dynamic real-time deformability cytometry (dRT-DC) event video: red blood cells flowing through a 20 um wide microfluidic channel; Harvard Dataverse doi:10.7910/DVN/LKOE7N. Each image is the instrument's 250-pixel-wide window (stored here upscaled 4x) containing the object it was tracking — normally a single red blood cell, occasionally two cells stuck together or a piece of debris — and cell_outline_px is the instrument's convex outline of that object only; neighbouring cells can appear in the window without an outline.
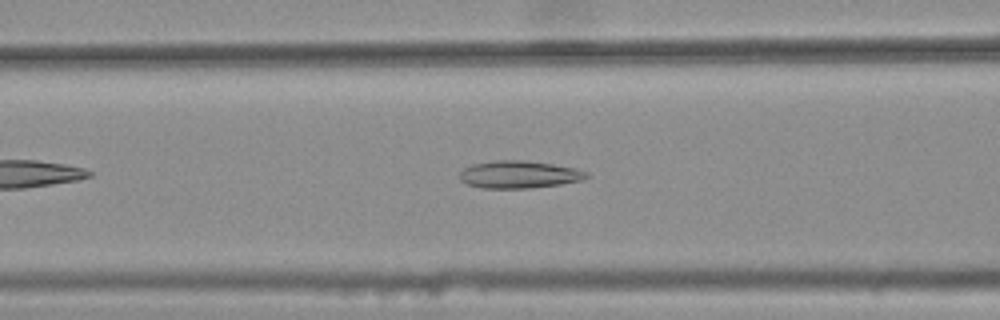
{"species": "common noctule bat (a hibernating species)", "species_latin": "Nyctalus noctula", "temperature_condition": "warm", "stored_images_in_passage": 35, "camera_frame_rate_fps": 3000, "um_per_image_px": 0.085, "animal": {"sex": "female", "body_mass_g": 25.1}, "frame": {"image": 1, "passage_image": 13, "time_ms": 4.0, "image_size_px": [1000, 320], "cell_outline_px": [[588, 176], [580, 180], [560, 184], [532, 188], [484, 188], [468, 184], [460, 180], [460, 172], [464, 168], [472, 164], [496, 160], [524, 160], [552, 164], [572, 168], [588, 172]], "centroid_in_image_um": [44.08, 14.83], "position_along_channel_um": 122.5, "area_um2": 20.06}}
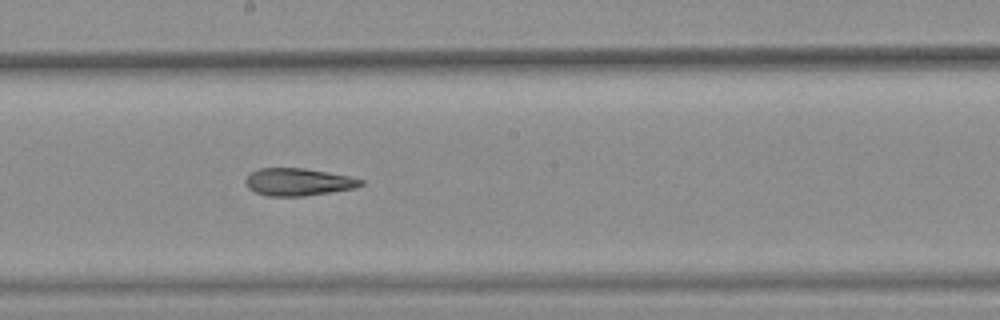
{"frame": {"image": 2, "passage_image": 21, "time_ms": 6.667, "image_size_px": [1000, 320], "cell_outline_px": [[364, 184], [352, 188], [304, 196], [268, 196], [256, 192], [248, 188], [244, 180], [252, 172], [260, 168], [304, 168], [328, 172], [348, 176], [364, 180]], "centroid_in_image_um": [25.32, 15.46], "position_along_channel_um": 222.9, "area_um2": 18.21}}
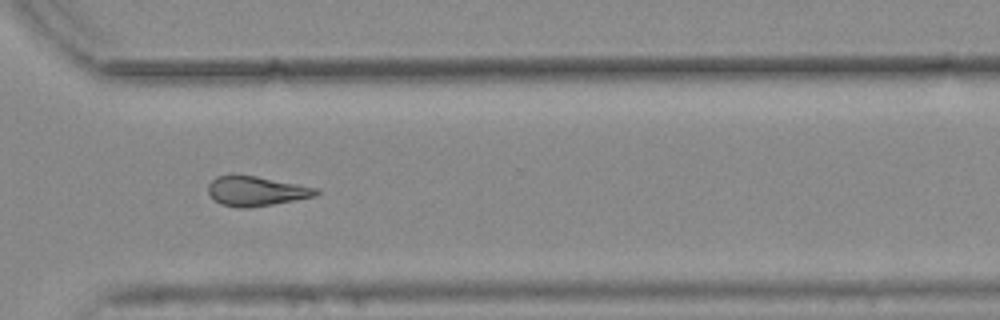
{"frame": {"image": 3, "passage_image": 31, "time_ms": 10.0, "image_size_px": [1000, 320], "cell_outline_px": [[320, 192], [316, 196], [272, 204], [248, 208], [236, 208], [220, 204], [208, 192], [208, 184], [216, 176], [256, 176], [320, 188]], "centroid_in_image_um": [21.81, 16.25], "position_along_channel_um": 348.8, "area_um2": 18.5}, "authors_computed_cell_mechanics": {"area_um2": 18.9584, "velocity_mm_per_s": 3.7685, "shape_relaxation_time_tau1_ms": null, "shape_relaxation_time_tau2_ms": 10.3513, "deformation_change_tau1": null, "deformation_change_tau2": 0.2015}}